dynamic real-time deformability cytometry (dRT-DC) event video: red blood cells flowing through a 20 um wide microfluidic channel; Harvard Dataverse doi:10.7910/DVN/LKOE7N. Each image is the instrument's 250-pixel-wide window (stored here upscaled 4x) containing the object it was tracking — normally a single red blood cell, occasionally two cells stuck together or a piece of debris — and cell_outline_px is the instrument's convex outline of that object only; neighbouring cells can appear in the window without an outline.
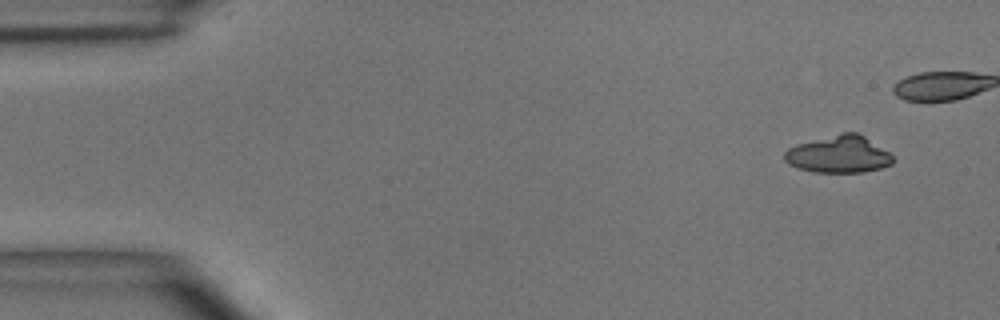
{"species": "common noctule bat (a hibernating species)", "species_latin": "Nyctalus noctula", "temperature_condition": "room temperature", "stored_images_in_passage": 5, "camera_frame_rate_fps": 3000, "um_per_image_px": 0.085, "animal": {"sex": "male", "body_mass_g": 15.6}, "frame": {"image": 1, "passage_image": 1, "time_ms": 0.0, "image_size_px": [1000, 320], "cell_outline_px": [[892, 164], [880, 168], [864, 172], [812, 172], [788, 164], [784, 160], [784, 152], [788, 148], [796, 144], [840, 132], [856, 132], [864, 136], [888, 152], [892, 156]], "centroid_in_image_um": [71.25, 13.11], "position_along_channel_um": 13.7, "area_um2": 23.41}}
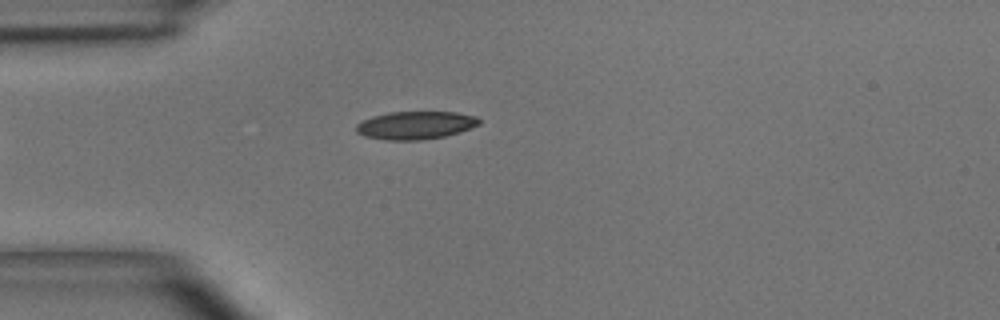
{"frame": {"image": 2, "passage_image": 5, "time_ms": 4.667, "image_size_px": [1000, 320], "cell_outline_px": [[480, 124], [460, 132], [444, 136], [420, 140], [384, 140], [364, 136], [356, 132], [356, 124], [372, 116], [388, 112], [456, 112], [476, 116], [480, 120]], "centroid_in_image_um": [35.3, 10.64], "position_along_channel_um": 49.7, "area_um2": 20.06}}